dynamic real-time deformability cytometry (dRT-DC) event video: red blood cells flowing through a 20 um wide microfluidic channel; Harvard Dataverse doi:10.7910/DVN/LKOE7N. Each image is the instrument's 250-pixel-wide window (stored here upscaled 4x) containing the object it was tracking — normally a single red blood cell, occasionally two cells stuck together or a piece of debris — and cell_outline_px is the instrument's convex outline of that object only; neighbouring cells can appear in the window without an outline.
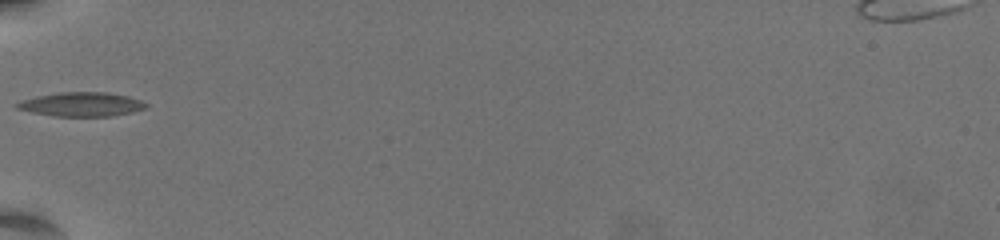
{"species": "common noctule bat (a hibernating species)", "species_latin": "Nyctalus noctula", "temperature_condition": "warm", "stored_images_in_passage": 37, "camera_frame_rate_fps": 3000, "um_per_image_px": 0.085, "animal": {"sex": "female", "body_mass_g": 19.5, "forearm_length_mm": 54.1}, "frame": {"image": 1, "passage_image": 1, "time_ms": 0.0, "image_size_px": [1000, 240], "cell_outline_px": [[148, 108], [132, 112], [112, 116], [56, 116], [32, 112], [16, 108], [12, 104], [20, 100], [36, 96], [60, 92], [108, 92], [128, 96], [140, 100], [148, 104]], "centroid_in_image_um": [6.92, 8.86], "position_along_channel_um": 78.1, "area_um2": 18.26}}
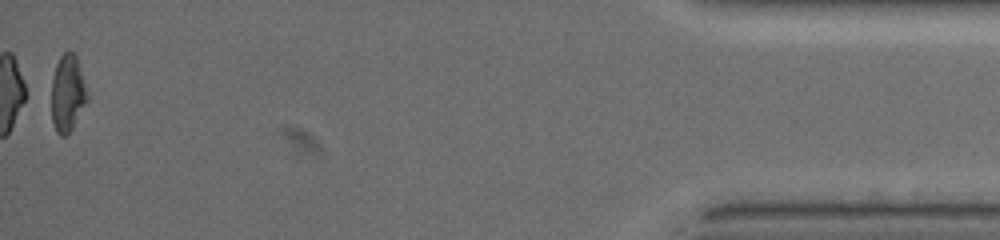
{"frame": {"image": 2, "passage_image": 37, "time_ms": 12.0, "image_size_px": [1000, 240], "cell_outline_px": [[88, 100], [68, 136], [60, 136], [56, 132], [52, 120], [52, 80], [56, 64], [60, 56], [64, 52], [72, 52], [76, 56], [88, 96]], "centroid_in_image_um": [5.74, 7.98], "position_along_channel_um": 429.5, "area_um2": 15.9}, "authors_computed_cell_mechanics": {"area_um2": 16.7042, "velocity_mm_per_s": 3.5632, "shape_relaxation_time_tau1_ms": null, "shape_relaxation_time_tau2_ms": 3.0509, "deformation_change_tau1": null, "deformation_change_tau2": 0.1042}}